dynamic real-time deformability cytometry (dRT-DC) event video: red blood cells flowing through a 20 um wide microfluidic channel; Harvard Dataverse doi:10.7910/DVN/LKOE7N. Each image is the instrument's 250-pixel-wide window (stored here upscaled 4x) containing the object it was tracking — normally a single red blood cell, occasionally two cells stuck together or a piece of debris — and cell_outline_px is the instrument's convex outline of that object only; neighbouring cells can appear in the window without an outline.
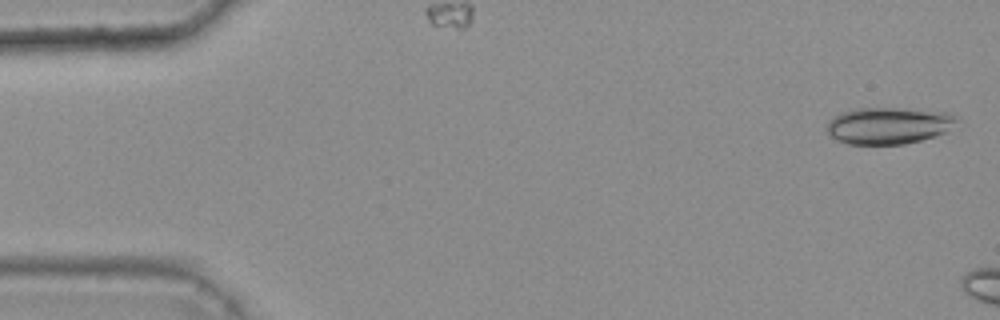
{"species": "common noctule bat (a hibernating species)", "species_latin": "Nyctalus noctula", "temperature_condition": "warm", "stored_images_in_passage": 7, "camera_frame_rate_fps": 3000, "um_per_image_px": 0.085, "animal": {"sex": "female", "body_mass_g": 25.1}, "frame": {"image": 1, "passage_image": 2, "time_ms": 0.333, "image_size_px": [1000, 320], "cell_outline_px": [[960, 116], [948, 132], [936, 136], [904, 144], [848, 144], [836, 140], [828, 132], [828, 120], [832, 116], [840, 112], [856, 108], [904, 108], [948, 112]], "centroid_in_image_um": [75.55, 10.66], "position_along_channel_um": 9.4, "area_um2": 28.15}}